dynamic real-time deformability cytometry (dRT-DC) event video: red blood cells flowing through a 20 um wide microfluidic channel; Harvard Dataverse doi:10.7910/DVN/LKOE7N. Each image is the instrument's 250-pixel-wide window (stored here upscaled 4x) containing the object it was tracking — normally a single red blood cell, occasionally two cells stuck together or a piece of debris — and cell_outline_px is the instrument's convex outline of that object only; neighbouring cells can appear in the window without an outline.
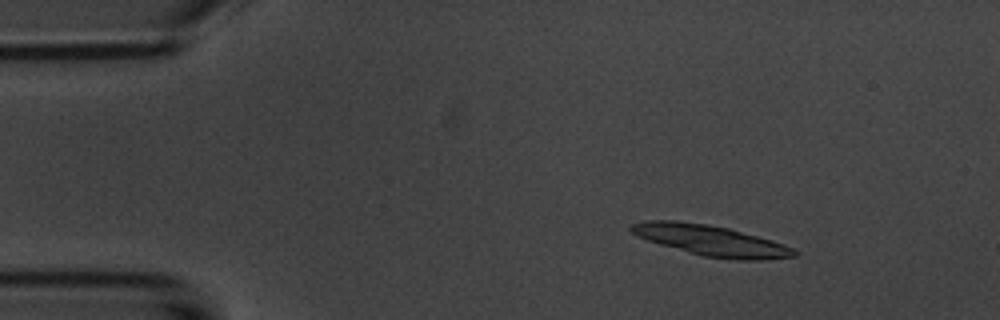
{"species": "common noctule bat (a hibernating species)", "species_latin": "Nyctalus noctula", "temperature_condition": "room temperature", "stored_images_in_passage": 39, "segment_of_instrument_passage": [1, 2], "camera_frame_rate_fps": 3000, "um_per_image_px": 0.085, "animal": {"sex": "male", "body_mass_g": 20.1, "forearm_length_mm": 53.5}, "frame": {"image": 1, "passage_image": 8, "time_ms": 2.333, "image_size_px": [1000, 320], "cell_outline_px": [[800, 252], [796, 256], [764, 260], [736, 260], [704, 256], [660, 244], [648, 240], [632, 232], [628, 228], [632, 224], [644, 220], [680, 220], [728, 228], [772, 240], [796, 248]], "centroid_in_image_um": [60.49, 20.44], "position_along_channel_um": 24.5, "area_um2": 29.02}}